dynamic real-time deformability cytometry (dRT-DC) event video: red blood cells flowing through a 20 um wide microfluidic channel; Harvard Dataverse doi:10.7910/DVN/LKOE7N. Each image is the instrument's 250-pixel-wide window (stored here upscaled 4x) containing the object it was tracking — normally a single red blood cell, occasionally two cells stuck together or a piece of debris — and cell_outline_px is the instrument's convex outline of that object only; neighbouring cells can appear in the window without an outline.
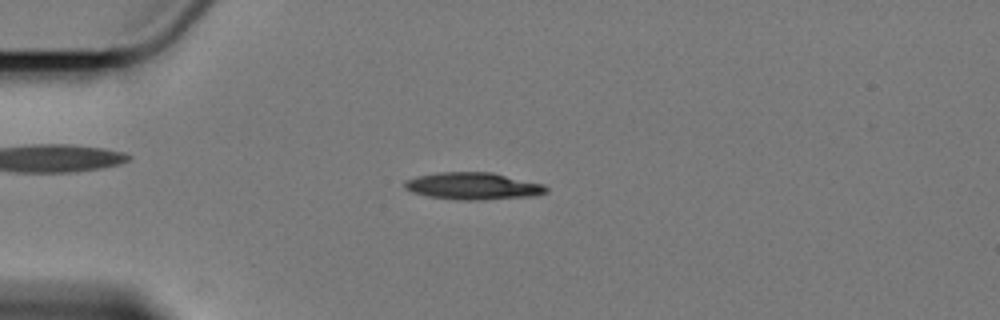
{"species": "Egyptian fruit bat (a non-hibernating species)", "species_latin": "Rousettus aegyptiacus", "temperature_condition": "cold", "stored_images_in_passage": 59, "camera_frame_rate_fps": 3000, "um_per_image_px": 0.085, "animal": {"sex": "female"}, "frame": {"image": 1, "passage_image": 15, "time_ms": 4.667, "image_size_px": [1000, 320], "cell_outline_px": [[548, 192], [532, 196], [480, 200], [460, 200], [428, 196], [412, 192], [404, 188], [404, 180], [416, 176], [436, 172], [492, 172], [544, 184], [548, 188]], "centroid_in_image_um": [40.19, 15.81], "position_along_channel_um": 44.8, "area_um2": 22.48}}
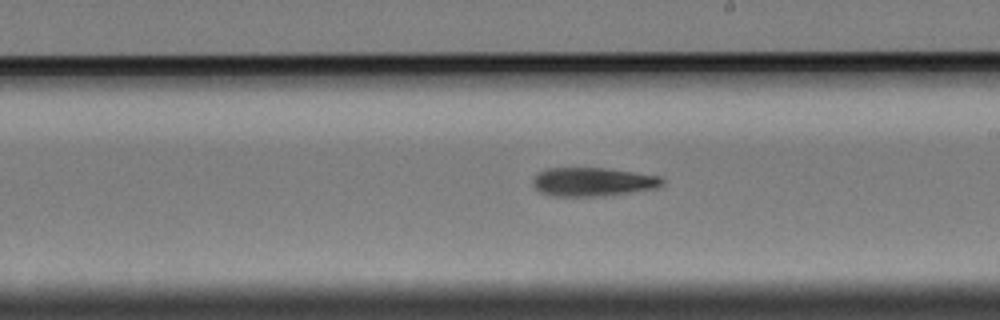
{"frame": {"image": 2, "passage_image": 34, "time_ms": 11.0, "image_size_px": [1000, 320], "cell_outline_px": [[664, 184], [656, 188], [628, 192], [596, 196], [552, 196], [540, 192], [532, 184], [532, 180], [540, 172], [548, 168], [604, 168], [660, 176], [664, 180]], "centroid_in_image_um": [50.37, 15.45], "position_along_channel_um": 238.6, "area_um2": 21.33}}
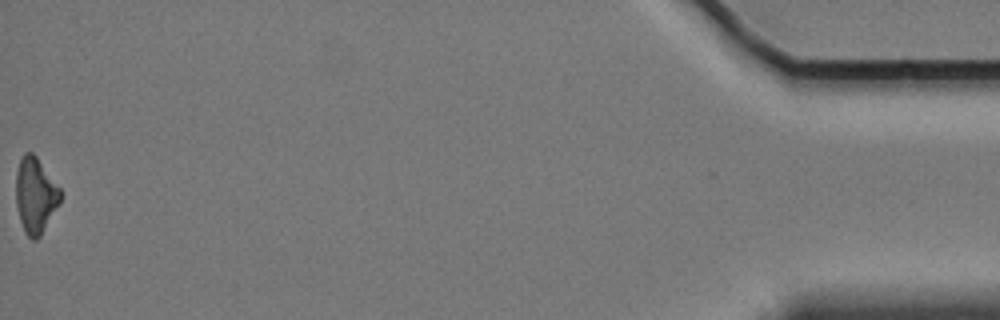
{"frame": {"image": 3, "passage_image": 59, "time_ms": 19.333, "image_size_px": [1000, 320], "cell_outline_px": [[60, 204], [40, 236], [36, 240], [32, 240], [24, 232], [20, 220], [16, 204], [16, 172], [20, 160], [24, 152], [32, 152], [36, 156], [60, 188]], "centroid_in_image_um": [3.0, 16.62], "position_along_channel_um": 432.2, "area_um2": 19.54}, "authors_computed_cell_mechanics": {"area_um2": 21.386, "velocity_mm_per_s": 3.4132, "shape_relaxation_time_tau1_ms": 3.8774, "shape_relaxation_time_tau2_ms": null, "deformation_change_tau1": 0.1254, "deformation_change_tau2": null}}